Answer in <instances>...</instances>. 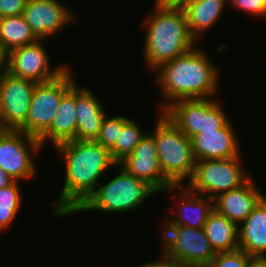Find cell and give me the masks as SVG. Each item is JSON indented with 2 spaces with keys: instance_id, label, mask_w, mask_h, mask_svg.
<instances>
[{
  "instance_id": "5",
  "label": "cell",
  "mask_w": 266,
  "mask_h": 267,
  "mask_svg": "<svg viewBox=\"0 0 266 267\" xmlns=\"http://www.w3.org/2000/svg\"><path fill=\"white\" fill-rule=\"evenodd\" d=\"M117 167L118 176L106 184L100 183L96 191L75 213L93 210L112 214L130 212L158 193L145 180L129 174L120 165Z\"/></svg>"
},
{
  "instance_id": "30",
  "label": "cell",
  "mask_w": 266,
  "mask_h": 267,
  "mask_svg": "<svg viewBox=\"0 0 266 267\" xmlns=\"http://www.w3.org/2000/svg\"><path fill=\"white\" fill-rule=\"evenodd\" d=\"M160 259L161 261H150L140 267H191L169 258L163 252Z\"/></svg>"
},
{
  "instance_id": "1",
  "label": "cell",
  "mask_w": 266,
  "mask_h": 267,
  "mask_svg": "<svg viewBox=\"0 0 266 267\" xmlns=\"http://www.w3.org/2000/svg\"><path fill=\"white\" fill-rule=\"evenodd\" d=\"M65 161V181L53 215L67 217L88 200L108 168L117 167L111 151L96 141L69 140L55 146ZM55 208V210H54Z\"/></svg>"
},
{
  "instance_id": "20",
  "label": "cell",
  "mask_w": 266,
  "mask_h": 267,
  "mask_svg": "<svg viewBox=\"0 0 266 267\" xmlns=\"http://www.w3.org/2000/svg\"><path fill=\"white\" fill-rule=\"evenodd\" d=\"M75 84L62 96L50 129L39 139L42 147L47 141L54 147L76 138Z\"/></svg>"
},
{
  "instance_id": "27",
  "label": "cell",
  "mask_w": 266,
  "mask_h": 267,
  "mask_svg": "<svg viewBox=\"0 0 266 267\" xmlns=\"http://www.w3.org/2000/svg\"><path fill=\"white\" fill-rule=\"evenodd\" d=\"M130 118L126 116H109L106 115L102 121L101 129L96 142L109 150L115 145L123 125Z\"/></svg>"
},
{
  "instance_id": "7",
  "label": "cell",
  "mask_w": 266,
  "mask_h": 267,
  "mask_svg": "<svg viewBox=\"0 0 266 267\" xmlns=\"http://www.w3.org/2000/svg\"><path fill=\"white\" fill-rule=\"evenodd\" d=\"M241 159V156H237L218 160H198L194 173L185 186L193 193L213 199L216 194L239 188L251 178V175L242 169Z\"/></svg>"
},
{
  "instance_id": "35",
  "label": "cell",
  "mask_w": 266,
  "mask_h": 267,
  "mask_svg": "<svg viewBox=\"0 0 266 267\" xmlns=\"http://www.w3.org/2000/svg\"><path fill=\"white\" fill-rule=\"evenodd\" d=\"M4 131L2 125H1V122H0V134Z\"/></svg>"
},
{
  "instance_id": "14",
  "label": "cell",
  "mask_w": 266,
  "mask_h": 267,
  "mask_svg": "<svg viewBox=\"0 0 266 267\" xmlns=\"http://www.w3.org/2000/svg\"><path fill=\"white\" fill-rule=\"evenodd\" d=\"M126 172L145 180L158 193L174 186L161 170L152 132L146 133L133 152L118 163Z\"/></svg>"
},
{
  "instance_id": "17",
  "label": "cell",
  "mask_w": 266,
  "mask_h": 267,
  "mask_svg": "<svg viewBox=\"0 0 266 267\" xmlns=\"http://www.w3.org/2000/svg\"><path fill=\"white\" fill-rule=\"evenodd\" d=\"M256 186L251 177L239 188L216 195L214 210L239 226L265 197Z\"/></svg>"
},
{
  "instance_id": "32",
  "label": "cell",
  "mask_w": 266,
  "mask_h": 267,
  "mask_svg": "<svg viewBox=\"0 0 266 267\" xmlns=\"http://www.w3.org/2000/svg\"><path fill=\"white\" fill-rule=\"evenodd\" d=\"M14 180L0 168V189L10 185Z\"/></svg>"
},
{
  "instance_id": "25",
  "label": "cell",
  "mask_w": 266,
  "mask_h": 267,
  "mask_svg": "<svg viewBox=\"0 0 266 267\" xmlns=\"http://www.w3.org/2000/svg\"><path fill=\"white\" fill-rule=\"evenodd\" d=\"M146 133L132 119H129L122 127L115 145L110 149L113 159L119 163L131 154Z\"/></svg>"
},
{
  "instance_id": "34",
  "label": "cell",
  "mask_w": 266,
  "mask_h": 267,
  "mask_svg": "<svg viewBox=\"0 0 266 267\" xmlns=\"http://www.w3.org/2000/svg\"><path fill=\"white\" fill-rule=\"evenodd\" d=\"M256 267H266V261H260Z\"/></svg>"
},
{
  "instance_id": "8",
  "label": "cell",
  "mask_w": 266,
  "mask_h": 267,
  "mask_svg": "<svg viewBox=\"0 0 266 267\" xmlns=\"http://www.w3.org/2000/svg\"><path fill=\"white\" fill-rule=\"evenodd\" d=\"M163 113L190 139L198 133L218 131L230 121L220 101L212 98L177 100Z\"/></svg>"
},
{
  "instance_id": "31",
  "label": "cell",
  "mask_w": 266,
  "mask_h": 267,
  "mask_svg": "<svg viewBox=\"0 0 266 267\" xmlns=\"http://www.w3.org/2000/svg\"><path fill=\"white\" fill-rule=\"evenodd\" d=\"M189 0H156L155 7L158 8H183Z\"/></svg>"
},
{
  "instance_id": "2",
  "label": "cell",
  "mask_w": 266,
  "mask_h": 267,
  "mask_svg": "<svg viewBox=\"0 0 266 267\" xmlns=\"http://www.w3.org/2000/svg\"><path fill=\"white\" fill-rule=\"evenodd\" d=\"M197 47L155 69L154 82L164 96L160 112L177 100L212 98L218 93L219 68L211 63L203 48Z\"/></svg>"
},
{
  "instance_id": "18",
  "label": "cell",
  "mask_w": 266,
  "mask_h": 267,
  "mask_svg": "<svg viewBox=\"0 0 266 267\" xmlns=\"http://www.w3.org/2000/svg\"><path fill=\"white\" fill-rule=\"evenodd\" d=\"M75 83L76 138L78 141H96L102 121L107 115L100 101L90 89Z\"/></svg>"
},
{
  "instance_id": "10",
  "label": "cell",
  "mask_w": 266,
  "mask_h": 267,
  "mask_svg": "<svg viewBox=\"0 0 266 267\" xmlns=\"http://www.w3.org/2000/svg\"><path fill=\"white\" fill-rule=\"evenodd\" d=\"M41 148L39 139L18 130H4L0 134V168L15 181L31 179L36 173L33 154Z\"/></svg>"
},
{
  "instance_id": "4",
  "label": "cell",
  "mask_w": 266,
  "mask_h": 267,
  "mask_svg": "<svg viewBox=\"0 0 266 267\" xmlns=\"http://www.w3.org/2000/svg\"><path fill=\"white\" fill-rule=\"evenodd\" d=\"M154 135L158 160L163 175L174 185H185L194 173L196 160L191 139L188 138L170 119L161 112Z\"/></svg>"
},
{
  "instance_id": "6",
  "label": "cell",
  "mask_w": 266,
  "mask_h": 267,
  "mask_svg": "<svg viewBox=\"0 0 266 267\" xmlns=\"http://www.w3.org/2000/svg\"><path fill=\"white\" fill-rule=\"evenodd\" d=\"M69 65L56 78L37 83L24 123L17 129L40 139L49 129L62 96L76 83Z\"/></svg>"
},
{
  "instance_id": "15",
  "label": "cell",
  "mask_w": 266,
  "mask_h": 267,
  "mask_svg": "<svg viewBox=\"0 0 266 267\" xmlns=\"http://www.w3.org/2000/svg\"><path fill=\"white\" fill-rule=\"evenodd\" d=\"M169 190L175 192L177 190L178 196L176 195L175 199L178 197L179 202L174 204L179 207L177 210L173 209L174 213L164 225H180L193 229L203 228L209 215L214 211L213 198L193 193L185 185L172 186L167 189V191Z\"/></svg>"
},
{
  "instance_id": "13",
  "label": "cell",
  "mask_w": 266,
  "mask_h": 267,
  "mask_svg": "<svg viewBox=\"0 0 266 267\" xmlns=\"http://www.w3.org/2000/svg\"><path fill=\"white\" fill-rule=\"evenodd\" d=\"M23 16L39 39L54 37L69 23L77 20L61 0H28Z\"/></svg>"
},
{
  "instance_id": "16",
  "label": "cell",
  "mask_w": 266,
  "mask_h": 267,
  "mask_svg": "<svg viewBox=\"0 0 266 267\" xmlns=\"http://www.w3.org/2000/svg\"><path fill=\"white\" fill-rule=\"evenodd\" d=\"M193 155L198 160H218L241 156L237 134L229 121L218 131L198 133L191 138Z\"/></svg>"
},
{
  "instance_id": "12",
  "label": "cell",
  "mask_w": 266,
  "mask_h": 267,
  "mask_svg": "<svg viewBox=\"0 0 266 267\" xmlns=\"http://www.w3.org/2000/svg\"><path fill=\"white\" fill-rule=\"evenodd\" d=\"M37 82L11 75H0V122L4 130H17L25 121Z\"/></svg>"
},
{
  "instance_id": "33",
  "label": "cell",
  "mask_w": 266,
  "mask_h": 267,
  "mask_svg": "<svg viewBox=\"0 0 266 267\" xmlns=\"http://www.w3.org/2000/svg\"><path fill=\"white\" fill-rule=\"evenodd\" d=\"M7 53L0 45V75L6 71Z\"/></svg>"
},
{
  "instance_id": "19",
  "label": "cell",
  "mask_w": 266,
  "mask_h": 267,
  "mask_svg": "<svg viewBox=\"0 0 266 267\" xmlns=\"http://www.w3.org/2000/svg\"><path fill=\"white\" fill-rule=\"evenodd\" d=\"M239 249L266 261V196L238 226Z\"/></svg>"
},
{
  "instance_id": "22",
  "label": "cell",
  "mask_w": 266,
  "mask_h": 267,
  "mask_svg": "<svg viewBox=\"0 0 266 267\" xmlns=\"http://www.w3.org/2000/svg\"><path fill=\"white\" fill-rule=\"evenodd\" d=\"M203 229L216 253L239 248L238 226L215 210L209 215Z\"/></svg>"
},
{
  "instance_id": "24",
  "label": "cell",
  "mask_w": 266,
  "mask_h": 267,
  "mask_svg": "<svg viewBox=\"0 0 266 267\" xmlns=\"http://www.w3.org/2000/svg\"><path fill=\"white\" fill-rule=\"evenodd\" d=\"M18 182L14 180L0 189V232L10 227L21 209L22 193Z\"/></svg>"
},
{
  "instance_id": "28",
  "label": "cell",
  "mask_w": 266,
  "mask_h": 267,
  "mask_svg": "<svg viewBox=\"0 0 266 267\" xmlns=\"http://www.w3.org/2000/svg\"><path fill=\"white\" fill-rule=\"evenodd\" d=\"M228 3L237 9L253 14L254 17L266 16V5L263 0H228Z\"/></svg>"
},
{
  "instance_id": "29",
  "label": "cell",
  "mask_w": 266,
  "mask_h": 267,
  "mask_svg": "<svg viewBox=\"0 0 266 267\" xmlns=\"http://www.w3.org/2000/svg\"><path fill=\"white\" fill-rule=\"evenodd\" d=\"M28 0H0V18L23 15Z\"/></svg>"
},
{
  "instance_id": "3",
  "label": "cell",
  "mask_w": 266,
  "mask_h": 267,
  "mask_svg": "<svg viewBox=\"0 0 266 267\" xmlns=\"http://www.w3.org/2000/svg\"><path fill=\"white\" fill-rule=\"evenodd\" d=\"M144 19L146 35L143 58L152 72L161 64L191 51L197 46L182 8H158Z\"/></svg>"
},
{
  "instance_id": "9",
  "label": "cell",
  "mask_w": 266,
  "mask_h": 267,
  "mask_svg": "<svg viewBox=\"0 0 266 267\" xmlns=\"http://www.w3.org/2000/svg\"><path fill=\"white\" fill-rule=\"evenodd\" d=\"M162 252L191 267H206L215 257L205 231L180 225H162Z\"/></svg>"
},
{
  "instance_id": "11",
  "label": "cell",
  "mask_w": 266,
  "mask_h": 267,
  "mask_svg": "<svg viewBox=\"0 0 266 267\" xmlns=\"http://www.w3.org/2000/svg\"><path fill=\"white\" fill-rule=\"evenodd\" d=\"M46 39L17 47L7 53L6 71L11 75L33 80L37 83L47 82L60 75L68 66L60 65L50 68L51 61L44 47Z\"/></svg>"
},
{
  "instance_id": "21",
  "label": "cell",
  "mask_w": 266,
  "mask_h": 267,
  "mask_svg": "<svg viewBox=\"0 0 266 267\" xmlns=\"http://www.w3.org/2000/svg\"><path fill=\"white\" fill-rule=\"evenodd\" d=\"M226 3L227 0H191L182 8L189 31L196 41L221 17Z\"/></svg>"
},
{
  "instance_id": "23",
  "label": "cell",
  "mask_w": 266,
  "mask_h": 267,
  "mask_svg": "<svg viewBox=\"0 0 266 267\" xmlns=\"http://www.w3.org/2000/svg\"><path fill=\"white\" fill-rule=\"evenodd\" d=\"M38 40L23 15L0 18V45L6 53Z\"/></svg>"
},
{
  "instance_id": "26",
  "label": "cell",
  "mask_w": 266,
  "mask_h": 267,
  "mask_svg": "<svg viewBox=\"0 0 266 267\" xmlns=\"http://www.w3.org/2000/svg\"><path fill=\"white\" fill-rule=\"evenodd\" d=\"M259 259L248 255L241 249L217 252L206 267H256Z\"/></svg>"
}]
</instances>
